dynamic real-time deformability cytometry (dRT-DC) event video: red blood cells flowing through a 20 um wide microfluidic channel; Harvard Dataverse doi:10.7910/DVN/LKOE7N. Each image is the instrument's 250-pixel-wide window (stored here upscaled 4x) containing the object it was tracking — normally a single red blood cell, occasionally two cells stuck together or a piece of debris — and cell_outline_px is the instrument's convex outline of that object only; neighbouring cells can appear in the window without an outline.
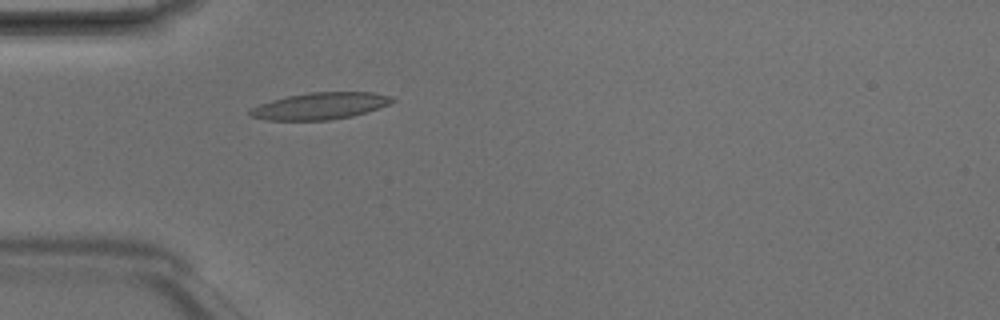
{"species": "Egyptian fruit bat (a non-hibernating species)", "species_latin": "Rousettus aegyptiacus", "temperature_condition": "room temperature", "stored_images_in_passage": 4, "camera_frame_rate_fps": 3000, "um_per_image_px": 0.085, "animal": {"sex": "male"}, "frame": {"image": 1, "passage_image": 4, "time_ms": 1.0, "image_size_px": [1000, 320], "cell_outline_px": [[396, 100], [388, 104], [368, 112], [352, 116], [328, 120], [264, 120], [252, 116], [248, 112], [252, 108], [260, 104], [272, 100], [288, 96], [312, 92], [372, 92], [388, 96]], "centroid_in_image_um": [27.21, 9.01], "position_along_channel_um": 57.8, "area_um2": 21.96}}